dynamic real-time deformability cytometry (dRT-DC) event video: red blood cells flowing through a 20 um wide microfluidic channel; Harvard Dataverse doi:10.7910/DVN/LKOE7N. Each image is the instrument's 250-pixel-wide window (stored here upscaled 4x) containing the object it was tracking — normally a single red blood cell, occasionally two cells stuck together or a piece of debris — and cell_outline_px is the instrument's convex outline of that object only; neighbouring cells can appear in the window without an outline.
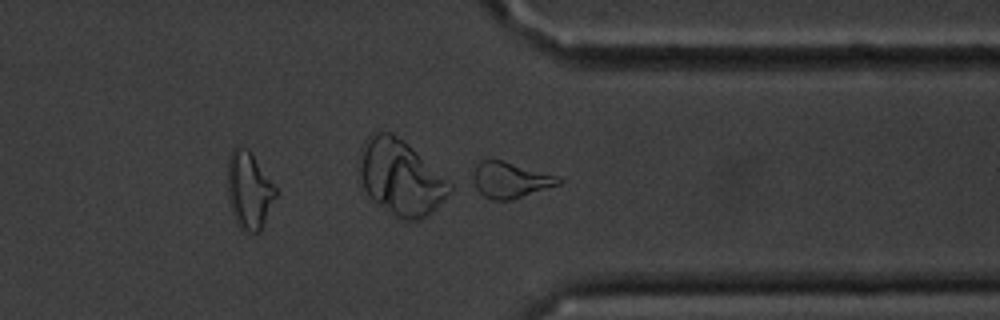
{"species": "common noctule bat (a hibernating species)", "species_latin": "Nyctalus noctula", "temperature_condition": "cold", "stored_images_in_passage": 38, "camera_frame_rate_fps": 3000, "um_per_image_px": 0.085, "animal": {"sex": "male", "body_mass_g": 20.1, "forearm_length_mm": 53.5}, "frame": {"image": 1, "passage_image": 27, "time_ms": 8.667, "image_size_px": [1000, 320], "cell_outline_px": [[276, 196], [260, 232], [244, 232], [236, 224], [228, 200], [228, 156], [232, 148], [236, 144], [248, 148], [276, 188]], "centroid_in_image_um": [21.14, 16.16], "position_along_channel_um": 390.3, "area_um2": 21.73}}